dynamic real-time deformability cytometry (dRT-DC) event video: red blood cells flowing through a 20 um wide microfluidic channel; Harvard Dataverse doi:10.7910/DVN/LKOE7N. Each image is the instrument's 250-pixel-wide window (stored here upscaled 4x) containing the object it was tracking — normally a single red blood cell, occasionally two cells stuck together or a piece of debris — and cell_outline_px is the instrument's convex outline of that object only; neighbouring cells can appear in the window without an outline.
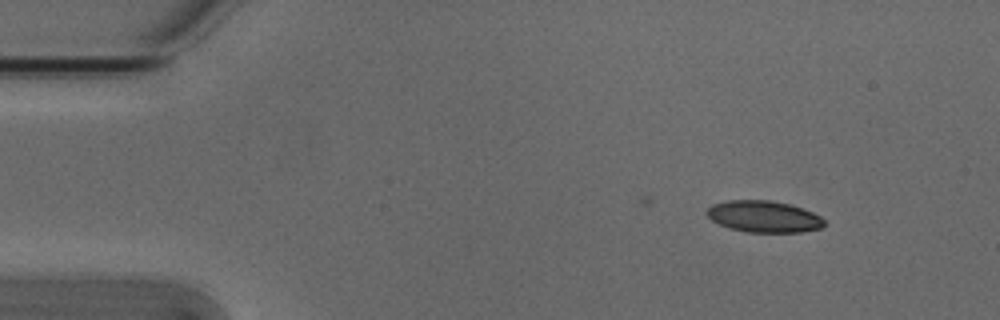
{"species": "Egyptian fruit bat (a non-hibernating species)", "species_latin": "Rousettus aegyptiacus", "temperature_condition": "cold", "stored_images_in_passage": 4, "camera_frame_rate_fps": 3000, "um_per_image_px": 0.085, "animal": {"sex": "male"}, "frame": {"image": 1, "passage_image": 1, "time_ms": 0.0, "image_size_px": [1000, 320], "cell_outline_px": [[824, 224], [820, 228], [800, 232], [748, 232], [728, 228], [712, 220], [708, 216], [708, 208], [712, 204], [728, 200], [768, 200], [792, 204], [804, 208], [820, 216], [824, 220]], "centroid_in_image_um": [64.94, 18.4], "position_along_channel_um": 20.1, "area_um2": 21.56}}
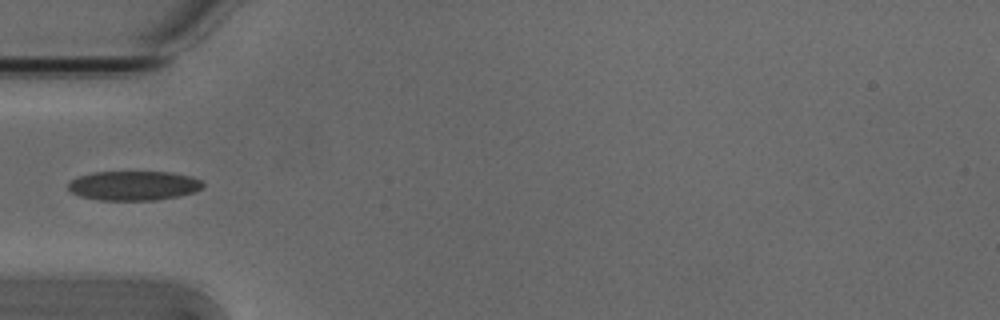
{"frame": {"image": 2, "passage_image": 4, "time_ms": 1.0, "image_size_px": [1000, 320], "cell_outline_px": [[204, 188], [180, 196], [156, 200], [100, 200], [80, 196], [72, 192], [68, 188], [68, 184], [72, 180], [80, 176], [92, 172], [172, 172], [192, 176], [200, 180], [204, 184]], "centroid_in_image_um": [11.4, 15.78], "position_along_channel_um": 73.6, "area_um2": 23.12}}